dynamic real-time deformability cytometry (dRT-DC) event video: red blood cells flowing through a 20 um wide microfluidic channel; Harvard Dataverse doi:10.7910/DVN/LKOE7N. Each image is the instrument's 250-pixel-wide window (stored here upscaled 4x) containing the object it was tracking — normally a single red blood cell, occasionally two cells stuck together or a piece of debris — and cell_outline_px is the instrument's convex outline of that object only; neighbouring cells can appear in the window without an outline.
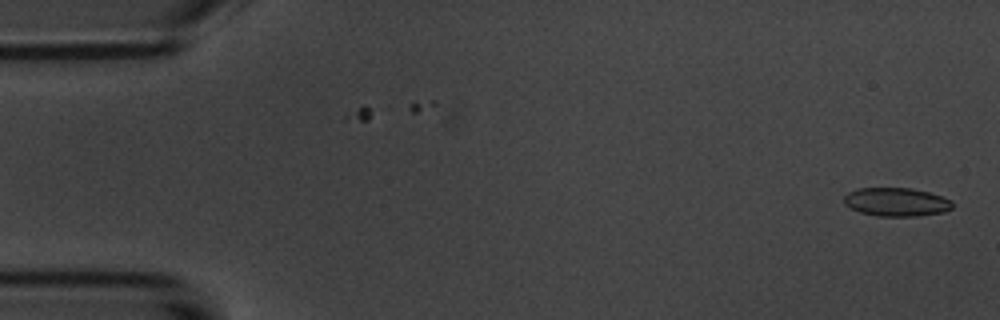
{"species": "common noctule bat (a hibernating species)", "species_latin": "Nyctalus noctula", "temperature_condition": "room temperature", "stored_images_in_passage": 3, "camera_frame_rate_fps": 3000, "um_per_image_px": 0.085, "animal": {"sex": "male", "body_mass_g": 20.1, "forearm_length_mm": 53.5}, "frame": {"image": 1, "passage_image": 3, "time_ms": 2.0, "image_size_px": [1000, 320], "cell_outline_px": [[952, 208], [944, 212], [920, 216], [876, 216], [860, 212], [844, 204], [844, 196], [848, 192], [856, 188], [912, 188], [928, 192], [952, 200]], "centroid_in_image_um": [76.18, 17.17], "position_along_channel_um": 8.8, "area_um2": 18.09}}